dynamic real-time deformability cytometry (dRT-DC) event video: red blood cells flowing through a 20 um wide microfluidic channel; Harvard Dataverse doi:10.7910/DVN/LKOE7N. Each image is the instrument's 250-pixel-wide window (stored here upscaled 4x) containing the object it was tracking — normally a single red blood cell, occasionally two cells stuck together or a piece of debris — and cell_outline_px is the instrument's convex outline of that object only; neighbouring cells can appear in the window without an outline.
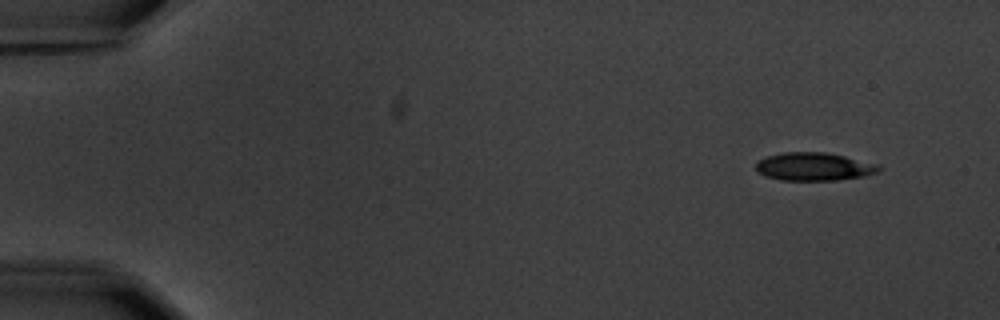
{"species": "common noctule bat (a hibernating species)", "species_latin": "Nyctalus noctula", "temperature_condition": "warm", "stored_images_in_passage": 10, "camera_frame_rate_fps": 3000, "um_per_image_px": 0.085, "animal": {"sex": "male", "body_mass_g": 20.1, "forearm_length_mm": 53.5}, "frame": {"image": 1, "passage_image": 1, "time_ms": 0.0, "image_size_px": [1000, 320], "cell_outline_px": [[884, 168], [880, 172], [864, 176], [836, 180], [780, 180], [764, 176], [756, 172], [756, 160], [764, 156], [784, 152], [824, 152], [844, 156], [880, 164]], "centroid_in_image_um": [69.18, 14.16], "position_along_channel_um": 15.8, "area_um2": 20.52}}
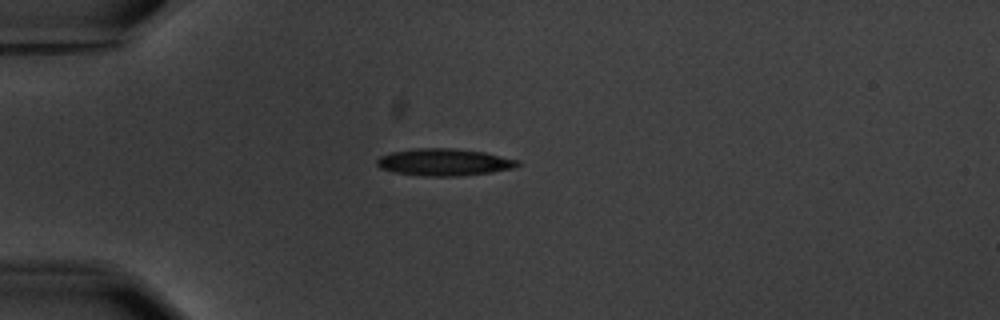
{"frame": {"image": 2, "passage_image": 4, "time_ms": 3.667, "image_size_px": [1000, 320], "cell_outline_px": [[520, 164], [516, 168], [492, 172], [456, 176], [424, 176], [392, 172], [380, 168], [376, 164], [376, 160], [380, 156], [392, 152], [412, 148], [452, 148], [484, 152], [520, 160]], "centroid_in_image_um": [37.75, 13.78], "position_along_channel_um": 47.2, "area_um2": 22.37}}
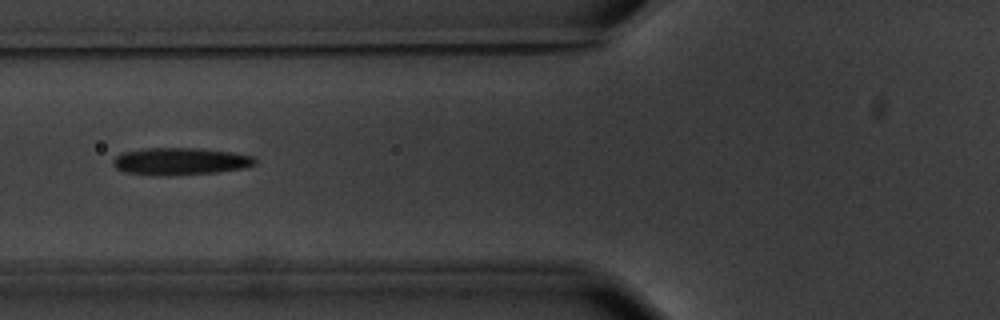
{"frame": {"image": 3, "passage_image": 6, "time_ms": 6.0, "image_size_px": [1000, 320], "cell_outline_px": [[256, 164], [244, 168], [220, 172], [168, 176], [124, 172], [116, 168], [112, 164], [112, 160], [116, 156], [124, 152], [148, 148], [196, 148], [232, 152], [252, 156], [256, 160]], "centroid_in_image_um": [15.33, 13.72], "position_along_channel_um": 110.5, "area_um2": 22.54}}